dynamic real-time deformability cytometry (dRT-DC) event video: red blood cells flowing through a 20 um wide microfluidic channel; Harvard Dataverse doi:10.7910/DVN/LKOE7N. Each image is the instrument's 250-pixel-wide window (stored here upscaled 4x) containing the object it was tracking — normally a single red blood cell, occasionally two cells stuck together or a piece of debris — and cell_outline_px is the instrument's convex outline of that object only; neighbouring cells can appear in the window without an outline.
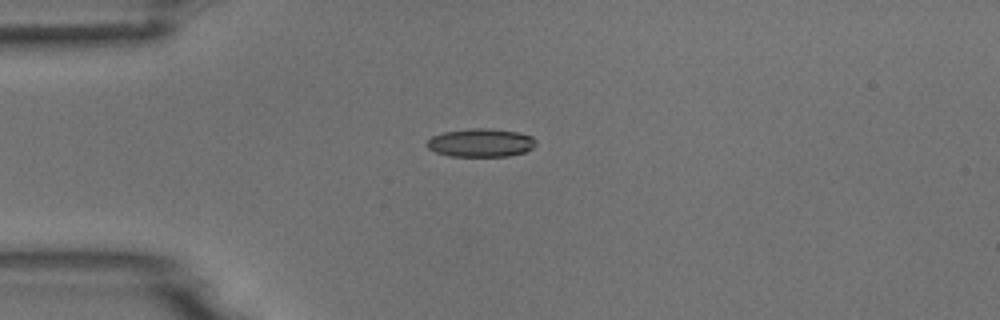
{"species": "common noctule bat (a hibernating species)", "species_latin": "Nyctalus noctula", "temperature_condition": "room temperature", "stored_images_in_passage": 40, "camera_frame_rate_fps": 3000, "um_per_image_px": 0.085, "animal": {"sex": "male", "body_mass_g": 18.8}, "frame": {"image": 1, "passage_image": 1, "time_ms": 0.0, "image_size_px": [1000, 320], "cell_outline_px": [[536, 144], [532, 148], [524, 152], [508, 156], [452, 156], [436, 152], [428, 148], [424, 144], [432, 136], [444, 132], [472, 128], [488, 128], [516, 132], [532, 136], [536, 140]], "centroid_in_image_um": [40.86, 12.13], "position_along_channel_um": 44.1, "area_um2": 17.92}}
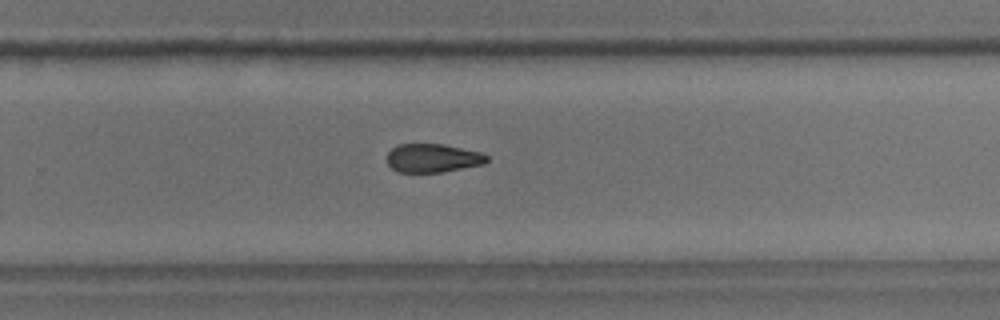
{"frame": {"image": 2, "passage_image": 22, "time_ms": 7.0, "image_size_px": [1000, 320], "cell_outline_px": [[488, 160], [484, 164], [440, 172], [396, 172], [388, 164], [388, 152], [396, 144], [444, 144], [480, 152], [488, 156]], "centroid_in_image_um": [36.77, 13.43], "position_along_channel_um": 293.0, "area_um2": 16.59}}
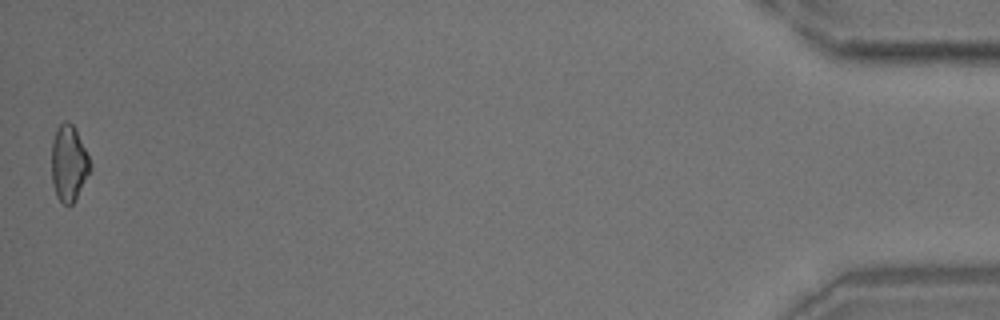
{"frame": {"image": 3, "passage_image": 40, "time_ms": 13.0, "image_size_px": [1000, 320], "cell_outline_px": [[92, 168], [76, 200], [72, 204], [64, 204], [56, 196], [52, 184], [52, 140], [56, 128], [64, 120], [68, 120], [72, 124], [92, 164]], "centroid_in_image_um": [5.84, 13.9], "position_along_channel_um": 429.4, "area_um2": 17.11}}